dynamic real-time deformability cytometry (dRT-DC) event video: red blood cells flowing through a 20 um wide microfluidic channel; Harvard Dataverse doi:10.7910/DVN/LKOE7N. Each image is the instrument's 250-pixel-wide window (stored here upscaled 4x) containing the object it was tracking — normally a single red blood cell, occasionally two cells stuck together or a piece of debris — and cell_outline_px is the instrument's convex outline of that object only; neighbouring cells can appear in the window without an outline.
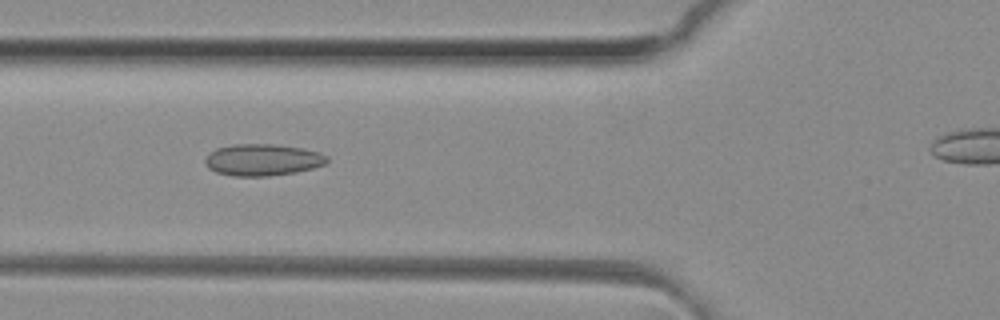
{"species": "common noctule bat (a hibernating species)", "species_latin": "Nyctalus noctula", "temperature_condition": "room temperature", "stored_images_in_passage": 26, "camera_frame_rate_fps": 3000, "um_per_image_px": 0.085, "animal": {"sex": "female", "body_mass_g": 29.2, "forearm_length_mm": 56.3}, "frame": {"image": 1, "passage_image": 11, "time_ms": 3.333, "image_size_px": [1000, 320], "cell_outline_px": [[328, 160], [324, 164], [312, 168], [296, 172], [268, 176], [232, 176], [216, 172], [208, 168], [204, 164], [204, 160], [208, 152], [216, 148], [236, 144], [272, 144], [304, 148], [320, 152], [328, 156]], "centroid_in_image_um": [22.29, 13.58], "position_along_channel_um": 103.5, "area_um2": 22.72}}
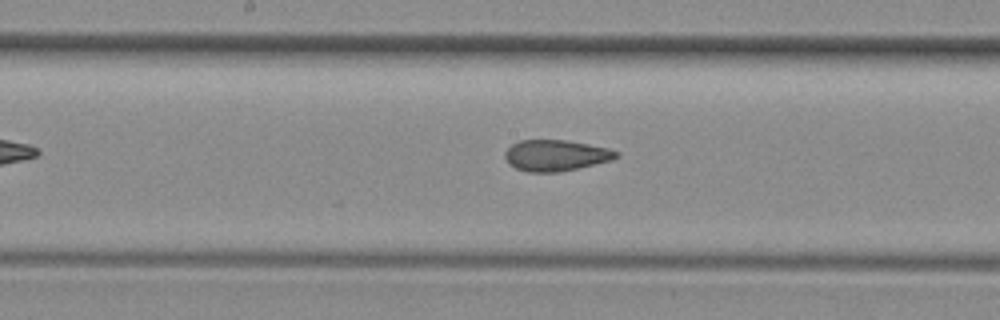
{"frame": {"image": 2, "passage_image": 18, "time_ms": 5.667, "image_size_px": [1000, 320], "cell_outline_px": [[620, 156], [612, 160], [560, 172], [528, 172], [516, 168], [508, 164], [504, 156], [504, 152], [512, 144], [520, 140], [568, 140], [608, 148], [620, 152]], "centroid_in_image_um": [47.24, 13.21], "position_along_channel_um": 201.0, "area_um2": 20.29}}
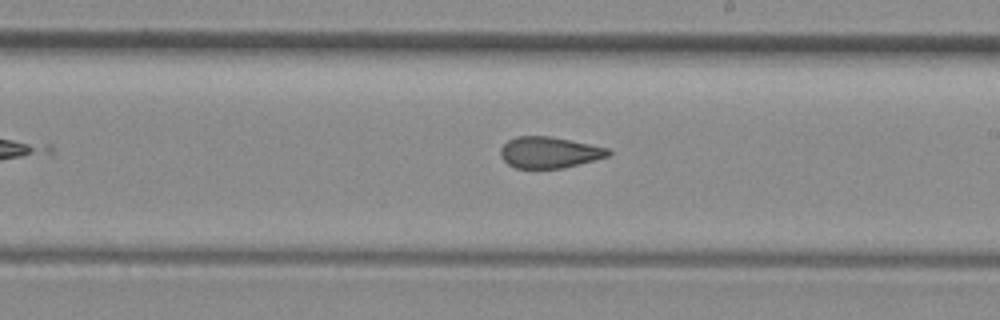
{"frame": {"image": 3, "passage_image": 21, "time_ms": 6.667, "image_size_px": [1000, 320], "cell_outline_px": [[612, 152], [608, 156], [564, 168], [516, 168], [508, 164], [500, 156], [500, 148], [508, 140], [516, 136], [548, 136], [608, 148]], "centroid_in_image_um": [46.65, 12.96], "position_along_channel_um": 242.3, "area_um2": 19.42}}